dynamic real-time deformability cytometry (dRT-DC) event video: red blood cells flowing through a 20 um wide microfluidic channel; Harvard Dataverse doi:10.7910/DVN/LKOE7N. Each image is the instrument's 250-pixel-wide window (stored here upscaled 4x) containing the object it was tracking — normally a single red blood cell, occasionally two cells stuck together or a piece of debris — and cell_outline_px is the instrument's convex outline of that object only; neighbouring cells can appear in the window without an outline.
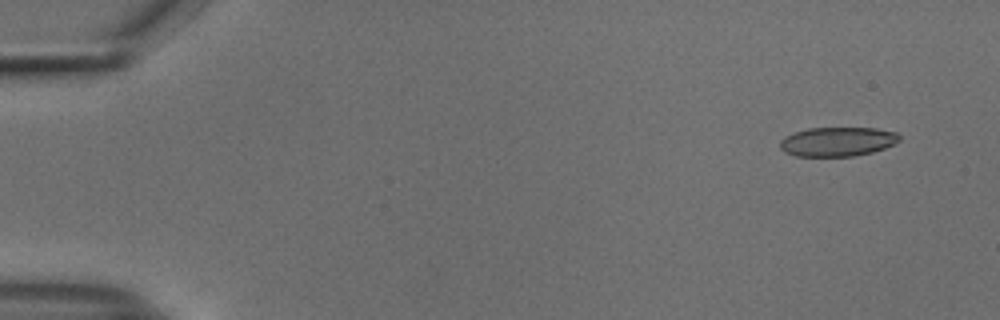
{"species": "common noctule bat (a hibernating species)", "species_latin": "Nyctalus noctula", "temperature_condition": "cold", "stored_images_in_passage": 19, "camera_frame_rate_fps": 3000, "um_per_image_px": 0.085, "animal": {"sex": "male", "body_mass_g": 18.8}, "frame": {"image": 1, "passage_image": 1, "time_ms": 0.0, "image_size_px": [1000, 320], "cell_outline_px": [[900, 140], [884, 148], [872, 152], [852, 156], [796, 156], [784, 152], [780, 148], [780, 140], [784, 136], [808, 128], [876, 128], [896, 132], [900, 136]], "centroid_in_image_um": [71.17, 12.04], "position_along_channel_um": 13.8, "area_um2": 20.29}}
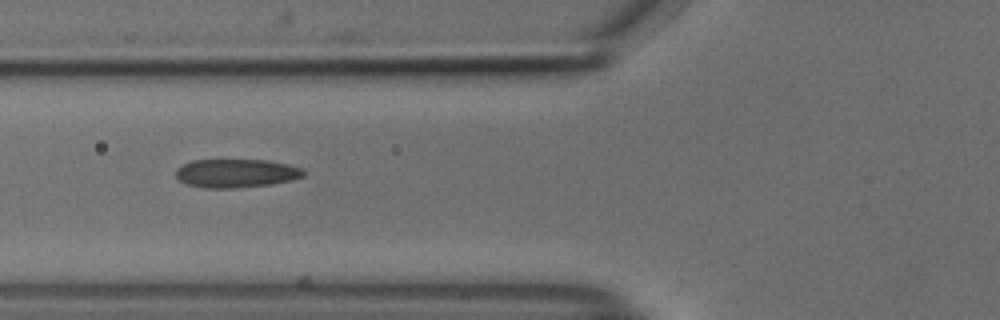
{"frame": {"image": 2, "passage_image": 18, "time_ms": 5.667, "image_size_px": [1000, 320], "cell_outline_px": [[304, 176], [292, 180], [272, 184], [236, 188], [204, 188], [188, 184], [180, 180], [176, 176], [176, 168], [192, 160], [268, 160], [288, 164], [304, 168]], "centroid_in_image_um": [20.1, 14.72], "position_along_channel_um": 105.7, "area_um2": 21.33}}